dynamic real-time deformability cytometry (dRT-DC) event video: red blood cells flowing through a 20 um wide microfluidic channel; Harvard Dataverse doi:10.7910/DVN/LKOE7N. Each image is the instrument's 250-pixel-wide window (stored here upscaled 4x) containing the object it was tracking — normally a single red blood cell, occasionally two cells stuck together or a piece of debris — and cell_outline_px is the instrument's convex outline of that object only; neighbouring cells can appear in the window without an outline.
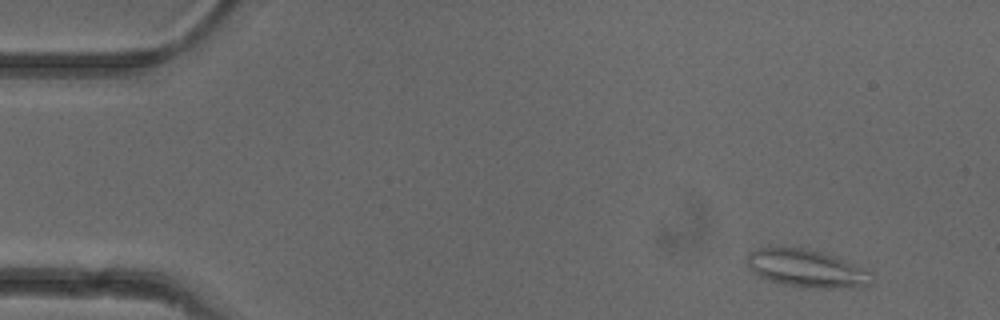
{"species": "common noctule bat (a hibernating species)", "species_latin": "Nyctalus noctula", "temperature_condition": "cold", "stored_images_in_passage": 5, "camera_frame_rate_fps": 3000, "um_per_image_px": 0.085, "animal": {"sex": "female"}, "frame": {"image": 1, "passage_image": 2, "time_ms": 1.0, "image_size_px": [1000, 320], "cell_outline_px": [[872, 284], [864, 288], [816, 288], [784, 284], [760, 276], [752, 272], [748, 268], [748, 252], [768, 244], [804, 248], [836, 256], [864, 268], [868, 272], [872, 280]], "centroid_in_image_um": [68.54, 22.79], "position_along_channel_um": 16.5, "area_um2": 27.86}}